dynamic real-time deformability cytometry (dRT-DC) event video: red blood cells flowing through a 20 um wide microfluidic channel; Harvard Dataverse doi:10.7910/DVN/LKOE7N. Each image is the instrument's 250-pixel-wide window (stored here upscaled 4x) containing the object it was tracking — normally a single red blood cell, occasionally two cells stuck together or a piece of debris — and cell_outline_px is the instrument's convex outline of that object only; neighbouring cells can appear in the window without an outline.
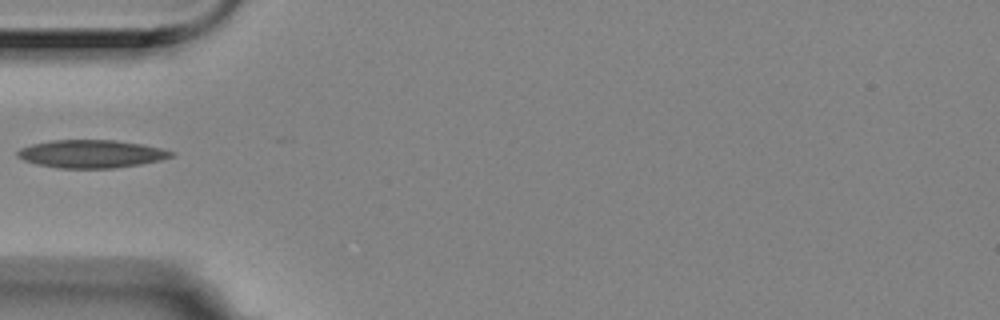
{"species": "Egyptian fruit bat (a non-hibernating species)", "species_latin": "Rousettus aegyptiacus", "temperature_condition": "room temperature", "stored_images_in_passage": 2, "camera_frame_rate_fps": 3000, "um_per_image_px": 0.085, "animal": {"sex": "female"}, "frame": {"image": 1, "passage_image": 2, "time_ms": 0.333, "image_size_px": [1000, 320], "cell_outline_px": [[176, 152], [172, 156], [160, 160], [140, 164], [116, 168], [56, 168], [36, 164], [24, 160], [16, 156], [16, 152], [20, 148], [32, 144], [52, 140], [116, 140], [140, 144], [160, 148]], "centroid_in_image_um": [7.73, 13.08], "position_along_channel_um": 77.3, "area_um2": 25.03}}